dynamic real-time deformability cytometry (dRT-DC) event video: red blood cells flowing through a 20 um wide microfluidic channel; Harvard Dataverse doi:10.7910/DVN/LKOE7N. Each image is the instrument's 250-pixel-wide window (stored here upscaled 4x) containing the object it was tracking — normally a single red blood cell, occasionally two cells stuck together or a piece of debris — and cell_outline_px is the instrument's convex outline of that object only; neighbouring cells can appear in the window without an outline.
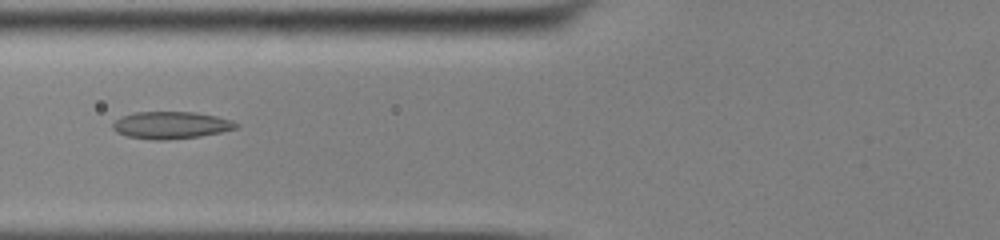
{"species": "common noctule bat (a hibernating species)", "species_latin": "Nyctalus noctula", "temperature_condition": "cold", "stored_images_in_passage": 52, "camera_frame_rate_fps": 3000, "um_per_image_px": 0.085, "animal": {"sex": "male", "body_mass_g": 13.0, "forearm_length_mm": 53.1}, "frame": {"image": 1, "passage_image": 21, "time_ms": 6.667, "image_size_px": [1000, 240], "cell_outline_px": [[240, 128], [200, 136], [164, 140], [152, 140], [128, 136], [116, 132], [112, 128], [112, 124], [120, 116], [136, 112], [192, 112], [216, 116], [232, 120], [240, 124]], "centroid_in_image_um": [14.55, 10.64], "position_along_channel_um": 111.3, "area_um2": 19.59}}
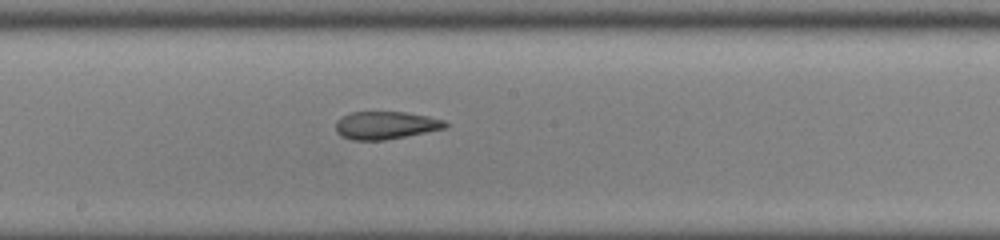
{"frame": {"image": 2, "passage_image": 29, "time_ms": 9.333, "image_size_px": [1000, 240], "cell_outline_px": [[448, 128], [384, 140], [352, 140], [340, 136], [336, 132], [336, 120], [340, 116], [352, 112], [404, 112], [428, 116], [444, 120], [448, 124]], "centroid_in_image_um": [32.76, 10.65], "position_along_channel_um": 215.4, "area_um2": 17.86}}
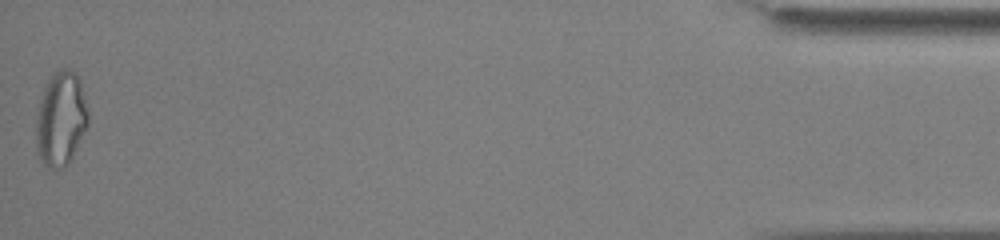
{"frame": {"image": 3, "passage_image": 52, "time_ms": 17.0, "image_size_px": [1000, 240], "cell_outline_px": [[88, 124], [68, 164], [64, 168], [56, 168], [44, 164], [40, 160], [36, 152], [36, 116], [40, 100], [44, 88], [48, 80], [56, 72], [64, 68], [68, 68], [76, 72], [80, 80], [88, 108]], "centroid_in_image_um": [5.17, 10.09], "position_along_channel_um": 430.0, "area_um2": 28.55}, "authors_computed_cell_mechanics": {"area_um2": 20.6635, "velocity_mm_per_s": 3.8975, "shape_relaxation_time_tau1_ms": null, "shape_relaxation_time_tau2_ms": 3.0965, "deformation_change_tau1": null, "deformation_change_tau2": 0.1135}}